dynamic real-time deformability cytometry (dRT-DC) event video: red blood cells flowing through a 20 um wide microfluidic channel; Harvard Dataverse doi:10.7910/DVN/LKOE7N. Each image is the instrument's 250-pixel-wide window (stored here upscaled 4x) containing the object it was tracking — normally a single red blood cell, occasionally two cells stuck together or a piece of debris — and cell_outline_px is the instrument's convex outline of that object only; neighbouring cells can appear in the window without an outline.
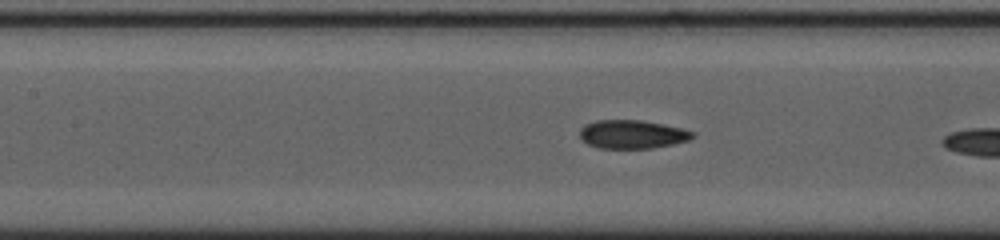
{"species": "common noctule bat (a hibernating species)", "species_latin": "Nyctalus noctula", "temperature_condition": "cold", "stored_images_in_passage": 8, "camera_frame_rate_fps": 3000, "um_per_image_px": 0.085, "animal": {"sex": "female", "body_mass_g": 23.0, "forearm_length_mm": 53.4}, "frame": {"image": 1, "passage_image": 5, "time_ms": 1.333, "image_size_px": [1000, 240], "cell_outline_px": [[696, 136], [688, 140], [672, 144], [652, 148], [600, 148], [588, 144], [580, 136], [580, 128], [584, 124], [596, 120], [640, 120], [664, 124], [696, 132]], "centroid_in_image_um": [53.75, 11.41], "position_along_channel_um": 153.7, "area_um2": 18.73}}